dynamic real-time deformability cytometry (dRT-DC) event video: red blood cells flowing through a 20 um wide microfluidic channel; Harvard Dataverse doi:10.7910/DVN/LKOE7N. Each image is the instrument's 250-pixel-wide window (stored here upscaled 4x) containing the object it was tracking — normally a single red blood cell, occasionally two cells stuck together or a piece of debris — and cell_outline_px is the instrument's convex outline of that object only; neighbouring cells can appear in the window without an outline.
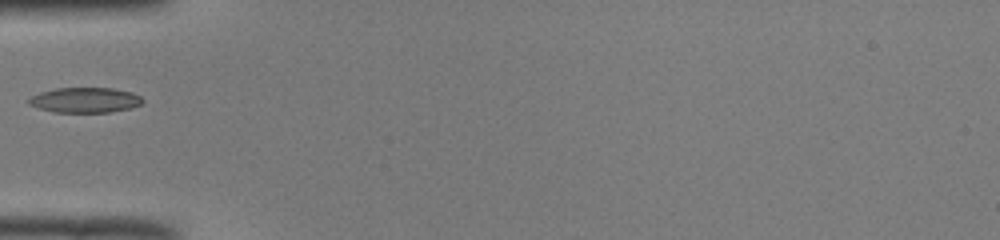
{"species": "common noctule bat (a hibernating species)", "species_latin": "Nyctalus noctula", "temperature_condition": "room temperature", "stored_images_in_passage": 32, "camera_frame_rate_fps": 3000, "um_per_image_px": 0.085, "animal": {"sex": "male", "body_mass_g": 19.0, "forearm_length_mm": 50.8}, "frame": {"image": 1, "passage_image": 1, "time_ms": 0.0, "image_size_px": [1000, 240], "cell_outline_px": [[144, 100], [140, 104], [128, 108], [108, 112], [52, 112], [28, 104], [28, 100], [32, 96], [40, 92], [56, 88], [112, 88], [132, 92], [140, 96]], "centroid_in_image_um": [7.21, 8.5], "position_along_channel_um": 77.8, "area_um2": 16.53}}
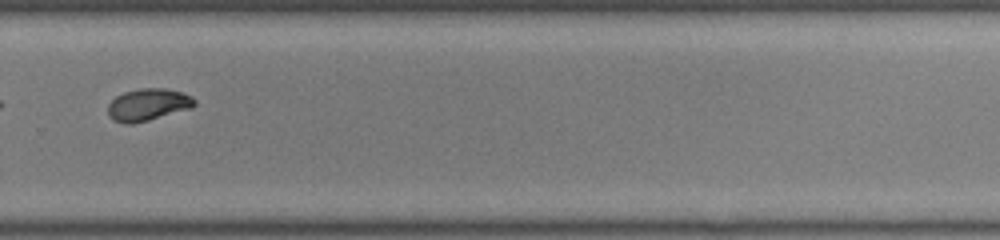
{"frame": {"image": 2, "passage_image": 19, "time_ms": 6.0, "image_size_px": [1000, 240], "cell_outline_px": [[196, 104], [192, 108], [148, 120], [132, 124], [124, 124], [112, 120], [108, 116], [108, 104], [116, 96], [124, 92], [140, 88], [164, 88], [180, 92], [192, 96], [196, 100]], "centroid_in_image_um": [12.56, 8.9], "position_along_channel_um": 317.2, "area_um2": 16.3}}